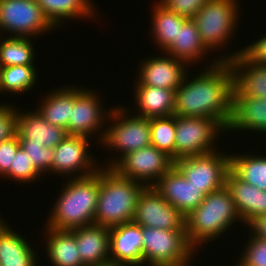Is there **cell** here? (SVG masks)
Wrapping results in <instances>:
<instances>
[{
	"label": "cell",
	"mask_w": 266,
	"mask_h": 266,
	"mask_svg": "<svg viewBox=\"0 0 266 266\" xmlns=\"http://www.w3.org/2000/svg\"><path fill=\"white\" fill-rule=\"evenodd\" d=\"M214 58L197 75L186 73L175 91L173 115L212 118L226 129L231 118L233 73L228 61Z\"/></svg>",
	"instance_id": "1"
},
{
	"label": "cell",
	"mask_w": 266,
	"mask_h": 266,
	"mask_svg": "<svg viewBox=\"0 0 266 266\" xmlns=\"http://www.w3.org/2000/svg\"><path fill=\"white\" fill-rule=\"evenodd\" d=\"M64 181L44 225L52 229L71 230L94 224L99 196V170L86 177L67 178Z\"/></svg>",
	"instance_id": "2"
},
{
	"label": "cell",
	"mask_w": 266,
	"mask_h": 266,
	"mask_svg": "<svg viewBox=\"0 0 266 266\" xmlns=\"http://www.w3.org/2000/svg\"><path fill=\"white\" fill-rule=\"evenodd\" d=\"M239 222L243 228V221L225 185L206 195L202 203L185 216V230L189 243L198 252L203 250L201 245L215 242Z\"/></svg>",
	"instance_id": "3"
},
{
	"label": "cell",
	"mask_w": 266,
	"mask_h": 266,
	"mask_svg": "<svg viewBox=\"0 0 266 266\" xmlns=\"http://www.w3.org/2000/svg\"><path fill=\"white\" fill-rule=\"evenodd\" d=\"M145 186L118 175L112 168L99 169V196L94 224L113 227L133 220L140 193Z\"/></svg>",
	"instance_id": "4"
},
{
	"label": "cell",
	"mask_w": 266,
	"mask_h": 266,
	"mask_svg": "<svg viewBox=\"0 0 266 266\" xmlns=\"http://www.w3.org/2000/svg\"><path fill=\"white\" fill-rule=\"evenodd\" d=\"M124 106L123 103V106L113 107L99 145L113 151L111 155L118 153L106 160L108 164H101L106 168H111L125 154L151 145L150 119L135 115L131 107L128 110Z\"/></svg>",
	"instance_id": "5"
},
{
	"label": "cell",
	"mask_w": 266,
	"mask_h": 266,
	"mask_svg": "<svg viewBox=\"0 0 266 266\" xmlns=\"http://www.w3.org/2000/svg\"><path fill=\"white\" fill-rule=\"evenodd\" d=\"M240 0H209L193 18L199 36L210 52H220L232 42L241 13ZM231 40V41H230ZM222 48V49H221ZM214 50V51H213Z\"/></svg>",
	"instance_id": "6"
},
{
	"label": "cell",
	"mask_w": 266,
	"mask_h": 266,
	"mask_svg": "<svg viewBox=\"0 0 266 266\" xmlns=\"http://www.w3.org/2000/svg\"><path fill=\"white\" fill-rule=\"evenodd\" d=\"M142 236L143 266H191L194 262L197 251L186 230L142 227Z\"/></svg>",
	"instance_id": "7"
},
{
	"label": "cell",
	"mask_w": 266,
	"mask_h": 266,
	"mask_svg": "<svg viewBox=\"0 0 266 266\" xmlns=\"http://www.w3.org/2000/svg\"><path fill=\"white\" fill-rule=\"evenodd\" d=\"M53 31L57 30L44 15L36 0H0V36L3 32V35L10 34V37L36 40L42 37L41 35Z\"/></svg>",
	"instance_id": "8"
},
{
	"label": "cell",
	"mask_w": 266,
	"mask_h": 266,
	"mask_svg": "<svg viewBox=\"0 0 266 266\" xmlns=\"http://www.w3.org/2000/svg\"><path fill=\"white\" fill-rule=\"evenodd\" d=\"M225 131L226 129L212 118L176 116L175 161L219 150V147H216L217 139L221 140L219 136L226 134Z\"/></svg>",
	"instance_id": "9"
},
{
	"label": "cell",
	"mask_w": 266,
	"mask_h": 266,
	"mask_svg": "<svg viewBox=\"0 0 266 266\" xmlns=\"http://www.w3.org/2000/svg\"><path fill=\"white\" fill-rule=\"evenodd\" d=\"M99 93V91L85 88V86L75 87L71 119L65 130L67 135L84 136L96 141L99 139L98 145L101 143L113 106L110 109H105L101 102L104 97L101 98Z\"/></svg>",
	"instance_id": "10"
},
{
	"label": "cell",
	"mask_w": 266,
	"mask_h": 266,
	"mask_svg": "<svg viewBox=\"0 0 266 266\" xmlns=\"http://www.w3.org/2000/svg\"><path fill=\"white\" fill-rule=\"evenodd\" d=\"M220 151L221 149L202 155L180 158L174 161V167L188 182L208 195L225 186L230 170V152Z\"/></svg>",
	"instance_id": "11"
},
{
	"label": "cell",
	"mask_w": 266,
	"mask_h": 266,
	"mask_svg": "<svg viewBox=\"0 0 266 266\" xmlns=\"http://www.w3.org/2000/svg\"><path fill=\"white\" fill-rule=\"evenodd\" d=\"M173 167V158L150 145L125 154L111 168L124 178L153 187Z\"/></svg>",
	"instance_id": "12"
},
{
	"label": "cell",
	"mask_w": 266,
	"mask_h": 266,
	"mask_svg": "<svg viewBox=\"0 0 266 266\" xmlns=\"http://www.w3.org/2000/svg\"><path fill=\"white\" fill-rule=\"evenodd\" d=\"M91 138L67 135L55 148L50 174L65 178L86 177L96 173L102 166L91 153ZM77 173V174H76ZM55 174V175H54ZM79 174V175H78Z\"/></svg>",
	"instance_id": "13"
},
{
	"label": "cell",
	"mask_w": 266,
	"mask_h": 266,
	"mask_svg": "<svg viewBox=\"0 0 266 266\" xmlns=\"http://www.w3.org/2000/svg\"><path fill=\"white\" fill-rule=\"evenodd\" d=\"M132 221L141 227L185 230V216L154 187H145L140 193Z\"/></svg>",
	"instance_id": "14"
},
{
	"label": "cell",
	"mask_w": 266,
	"mask_h": 266,
	"mask_svg": "<svg viewBox=\"0 0 266 266\" xmlns=\"http://www.w3.org/2000/svg\"><path fill=\"white\" fill-rule=\"evenodd\" d=\"M158 55L153 56L152 54V57H144L146 59H143L138 65L136 80L141 85L176 91L192 67L164 52L161 54L163 56Z\"/></svg>",
	"instance_id": "15"
},
{
	"label": "cell",
	"mask_w": 266,
	"mask_h": 266,
	"mask_svg": "<svg viewBox=\"0 0 266 266\" xmlns=\"http://www.w3.org/2000/svg\"><path fill=\"white\" fill-rule=\"evenodd\" d=\"M110 261L116 266H143L141 226L131 221L110 227Z\"/></svg>",
	"instance_id": "16"
},
{
	"label": "cell",
	"mask_w": 266,
	"mask_h": 266,
	"mask_svg": "<svg viewBox=\"0 0 266 266\" xmlns=\"http://www.w3.org/2000/svg\"><path fill=\"white\" fill-rule=\"evenodd\" d=\"M153 187L184 216L196 209L206 196L201 189L188 182L175 167L164 174Z\"/></svg>",
	"instance_id": "17"
},
{
	"label": "cell",
	"mask_w": 266,
	"mask_h": 266,
	"mask_svg": "<svg viewBox=\"0 0 266 266\" xmlns=\"http://www.w3.org/2000/svg\"><path fill=\"white\" fill-rule=\"evenodd\" d=\"M247 130L248 134L261 132L266 135V98H243L233 89L231 118L226 132L239 134L240 131L247 133Z\"/></svg>",
	"instance_id": "18"
},
{
	"label": "cell",
	"mask_w": 266,
	"mask_h": 266,
	"mask_svg": "<svg viewBox=\"0 0 266 266\" xmlns=\"http://www.w3.org/2000/svg\"><path fill=\"white\" fill-rule=\"evenodd\" d=\"M85 266L110 265V228L92 224L71 229Z\"/></svg>",
	"instance_id": "19"
},
{
	"label": "cell",
	"mask_w": 266,
	"mask_h": 266,
	"mask_svg": "<svg viewBox=\"0 0 266 266\" xmlns=\"http://www.w3.org/2000/svg\"><path fill=\"white\" fill-rule=\"evenodd\" d=\"M17 111V135L19 141L43 144L55 148L66 136L63 128L46 121L35 109Z\"/></svg>",
	"instance_id": "20"
},
{
	"label": "cell",
	"mask_w": 266,
	"mask_h": 266,
	"mask_svg": "<svg viewBox=\"0 0 266 266\" xmlns=\"http://www.w3.org/2000/svg\"><path fill=\"white\" fill-rule=\"evenodd\" d=\"M31 243L0 217V266H39L38 250Z\"/></svg>",
	"instance_id": "21"
},
{
	"label": "cell",
	"mask_w": 266,
	"mask_h": 266,
	"mask_svg": "<svg viewBox=\"0 0 266 266\" xmlns=\"http://www.w3.org/2000/svg\"><path fill=\"white\" fill-rule=\"evenodd\" d=\"M225 185L244 225L254 217L266 215V191L244 182L231 170L228 171Z\"/></svg>",
	"instance_id": "22"
},
{
	"label": "cell",
	"mask_w": 266,
	"mask_h": 266,
	"mask_svg": "<svg viewBox=\"0 0 266 266\" xmlns=\"http://www.w3.org/2000/svg\"><path fill=\"white\" fill-rule=\"evenodd\" d=\"M233 89L243 98H266V65H254L241 54L228 61Z\"/></svg>",
	"instance_id": "23"
},
{
	"label": "cell",
	"mask_w": 266,
	"mask_h": 266,
	"mask_svg": "<svg viewBox=\"0 0 266 266\" xmlns=\"http://www.w3.org/2000/svg\"><path fill=\"white\" fill-rule=\"evenodd\" d=\"M132 112L145 118L167 117L174 113L175 91L159 87L141 85L135 79ZM136 109V110H134ZM134 110V111H133ZM136 111V112H135Z\"/></svg>",
	"instance_id": "24"
},
{
	"label": "cell",
	"mask_w": 266,
	"mask_h": 266,
	"mask_svg": "<svg viewBox=\"0 0 266 266\" xmlns=\"http://www.w3.org/2000/svg\"><path fill=\"white\" fill-rule=\"evenodd\" d=\"M43 240L45 255L50 266H85L80 258L75 240V234L71 230L52 229L43 227Z\"/></svg>",
	"instance_id": "25"
},
{
	"label": "cell",
	"mask_w": 266,
	"mask_h": 266,
	"mask_svg": "<svg viewBox=\"0 0 266 266\" xmlns=\"http://www.w3.org/2000/svg\"><path fill=\"white\" fill-rule=\"evenodd\" d=\"M164 53L184 61L188 66H194L205 61L210 51L203 44L194 20L187 19L178 27L176 40Z\"/></svg>",
	"instance_id": "26"
},
{
	"label": "cell",
	"mask_w": 266,
	"mask_h": 266,
	"mask_svg": "<svg viewBox=\"0 0 266 266\" xmlns=\"http://www.w3.org/2000/svg\"><path fill=\"white\" fill-rule=\"evenodd\" d=\"M68 85L59 86L45 95L42 94L41 99L39 98L41 102L38 103L40 105L36 108L46 121L64 130L67 129L71 119V108L75 101V85Z\"/></svg>",
	"instance_id": "27"
},
{
	"label": "cell",
	"mask_w": 266,
	"mask_h": 266,
	"mask_svg": "<svg viewBox=\"0 0 266 266\" xmlns=\"http://www.w3.org/2000/svg\"><path fill=\"white\" fill-rule=\"evenodd\" d=\"M51 24L59 29L70 19H91L94 22L99 10L92 0H36ZM97 13V15H96Z\"/></svg>",
	"instance_id": "28"
},
{
	"label": "cell",
	"mask_w": 266,
	"mask_h": 266,
	"mask_svg": "<svg viewBox=\"0 0 266 266\" xmlns=\"http://www.w3.org/2000/svg\"><path fill=\"white\" fill-rule=\"evenodd\" d=\"M151 7V38L157 45L158 51L163 53L175 40L178 33V27L182 25L187 18L182 17L173 11L165 8L158 1H154ZM153 8V9H152Z\"/></svg>",
	"instance_id": "29"
},
{
	"label": "cell",
	"mask_w": 266,
	"mask_h": 266,
	"mask_svg": "<svg viewBox=\"0 0 266 266\" xmlns=\"http://www.w3.org/2000/svg\"><path fill=\"white\" fill-rule=\"evenodd\" d=\"M231 153L230 170L244 182L266 191V155L254 151Z\"/></svg>",
	"instance_id": "30"
},
{
	"label": "cell",
	"mask_w": 266,
	"mask_h": 266,
	"mask_svg": "<svg viewBox=\"0 0 266 266\" xmlns=\"http://www.w3.org/2000/svg\"><path fill=\"white\" fill-rule=\"evenodd\" d=\"M39 71L36 70L35 65H13L2 67L1 69V83L0 93L11 94H25L31 92L37 79Z\"/></svg>",
	"instance_id": "31"
},
{
	"label": "cell",
	"mask_w": 266,
	"mask_h": 266,
	"mask_svg": "<svg viewBox=\"0 0 266 266\" xmlns=\"http://www.w3.org/2000/svg\"><path fill=\"white\" fill-rule=\"evenodd\" d=\"M0 36L1 67L13 65H36L33 38ZM33 39V40H32Z\"/></svg>",
	"instance_id": "32"
},
{
	"label": "cell",
	"mask_w": 266,
	"mask_h": 266,
	"mask_svg": "<svg viewBox=\"0 0 266 266\" xmlns=\"http://www.w3.org/2000/svg\"><path fill=\"white\" fill-rule=\"evenodd\" d=\"M176 115L150 118L151 145L175 161Z\"/></svg>",
	"instance_id": "33"
},
{
	"label": "cell",
	"mask_w": 266,
	"mask_h": 266,
	"mask_svg": "<svg viewBox=\"0 0 266 266\" xmlns=\"http://www.w3.org/2000/svg\"><path fill=\"white\" fill-rule=\"evenodd\" d=\"M42 176L44 175L34 167L26 151L20 147L14 156L13 165L10 166L9 171L2 178L14 180L19 184L22 183V185L24 183L25 186L29 183L34 184V182H38Z\"/></svg>",
	"instance_id": "34"
},
{
	"label": "cell",
	"mask_w": 266,
	"mask_h": 266,
	"mask_svg": "<svg viewBox=\"0 0 266 266\" xmlns=\"http://www.w3.org/2000/svg\"><path fill=\"white\" fill-rule=\"evenodd\" d=\"M246 243L234 266H266V239L247 236Z\"/></svg>",
	"instance_id": "35"
},
{
	"label": "cell",
	"mask_w": 266,
	"mask_h": 266,
	"mask_svg": "<svg viewBox=\"0 0 266 266\" xmlns=\"http://www.w3.org/2000/svg\"><path fill=\"white\" fill-rule=\"evenodd\" d=\"M19 142L20 147L26 151L34 167L44 176L46 173L50 174V168L54 160V148L46 147L43 144L31 143V141Z\"/></svg>",
	"instance_id": "36"
},
{
	"label": "cell",
	"mask_w": 266,
	"mask_h": 266,
	"mask_svg": "<svg viewBox=\"0 0 266 266\" xmlns=\"http://www.w3.org/2000/svg\"><path fill=\"white\" fill-rule=\"evenodd\" d=\"M14 105V106H13ZM5 101L0 103V142L17 134V106Z\"/></svg>",
	"instance_id": "37"
},
{
	"label": "cell",
	"mask_w": 266,
	"mask_h": 266,
	"mask_svg": "<svg viewBox=\"0 0 266 266\" xmlns=\"http://www.w3.org/2000/svg\"><path fill=\"white\" fill-rule=\"evenodd\" d=\"M165 8L173 11L174 13L186 17L187 19H193L196 13L202 6L209 0H157Z\"/></svg>",
	"instance_id": "38"
},
{
	"label": "cell",
	"mask_w": 266,
	"mask_h": 266,
	"mask_svg": "<svg viewBox=\"0 0 266 266\" xmlns=\"http://www.w3.org/2000/svg\"><path fill=\"white\" fill-rule=\"evenodd\" d=\"M20 148L18 135L0 142V177L2 178L13 165L14 156Z\"/></svg>",
	"instance_id": "39"
},
{
	"label": "cell",
	"mask_w": 266,
	"mask_h": 266,
	"mask_svg": "<svg viewBox=\"0 0 266 266\" xmlns=\"http://www.w3.org/2000/svg\"><path fill=\"white\" fill-rule=\"evenodd\" d=\"M245 226L249 227L248 235L266 239V215L254 217ZM251 233V234H249Z\"/></svg>",
	"instance_id": "40"
},
{
	"label": "cell",
	"mask_w": 266,
	"mask_h": 266,
	"mask_svg": "<svg viewBox=\"0 0 266 266\" xmlns=\"http://www.w3.org/2000/svg\"><path fill=\"white\" fill-rule=\"evenodd\" d=\"M1 69H2V67H1V64H0V83H1Z\"/></svg>",
	"instance_id": "41"
}]
</instances>
